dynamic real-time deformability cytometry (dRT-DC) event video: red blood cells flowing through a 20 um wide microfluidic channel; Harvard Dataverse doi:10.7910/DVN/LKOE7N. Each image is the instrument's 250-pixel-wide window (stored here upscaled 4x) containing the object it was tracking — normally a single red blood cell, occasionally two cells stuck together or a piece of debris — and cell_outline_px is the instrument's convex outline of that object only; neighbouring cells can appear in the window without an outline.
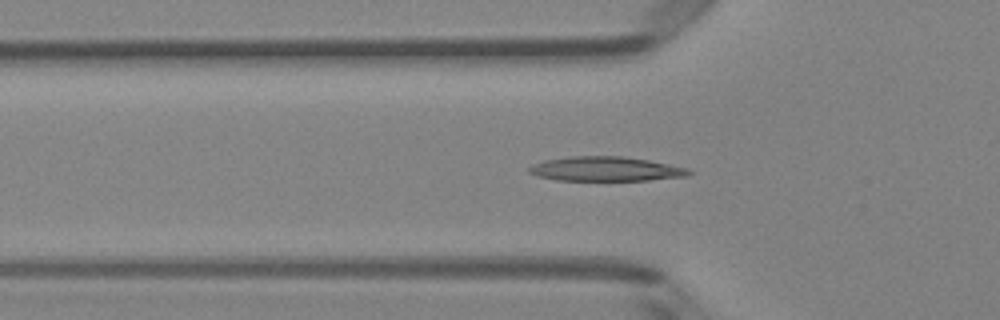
{"species": "Egyptian fruit bat (a non-hibernating species)", "species_latin": "Rousettus aegyptiacus", "temperature_condition": "room temperature", "stored_images_in_passage": 52, "segment_of_instrument_passage": [1, 2], "camera_frame_rate_fps": 3000, "um_per_image_px": 0.085, "animal": {"sex": "female"}, "frame": {"image": 1, "passage_image": 17, "time_ms": 5.333, "image_size_px": [1000, 320], "cell_outline_px": [[692, 172], [688, 176], [648, 180], [556, 180], [536, 176], [528, 172], [528, 168], [532, 164], [544, 160], [568, 156], [620, 156], [648, 160], [688, 168]], "centroid_in_image_um": [51.44, 14.36], "position_along_channel_um": 74.4, "area_um2": 22.77}}
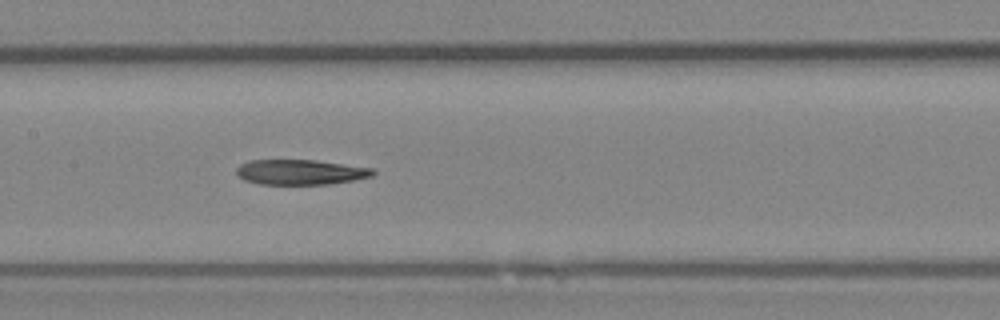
{"frame": {"image": 2, "passage_image": 25, "time_ms": 8.0, "image_size_px": [1000, 320], "cell_outline_px": [[376, 172], [372, 176], [352, 180], [328, 184], [260, 184], [244, 180], [236, 172], [236, 168], [240, 164], [248, 160], [316, 160], [372, 168]], "centroid_in_image_um": [25.52, 14.62], "position_along_channel_um": 181.9, "area_um2": 19.88}}
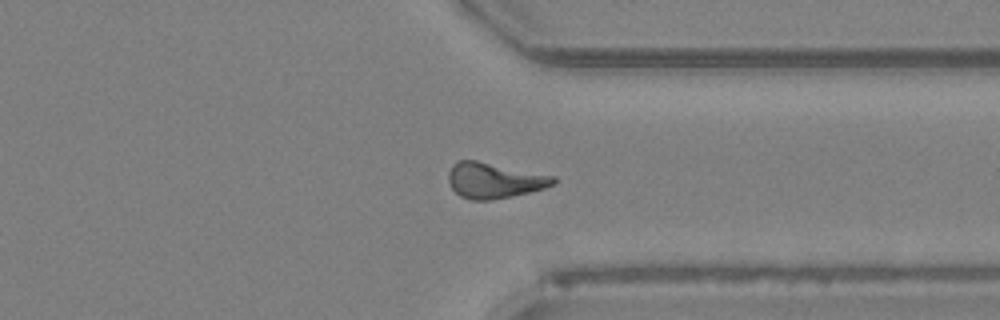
{"frame": {"image": 3, "passage_image": 39, "time_ms": 12.667, "image_size_px": [1000, 320], "cell_outline_px": [[556, 184], [544, 188], [512, 196], [488, 200], [468, 200], [460, 196], [452, 188], [448, 180], [448, 172], [452, 164], [460, 160], [476, 160], [556, 176]], "centroid_in_image_um": [42.0, 15.33], "position_along_channel_um": 369.4, "area_um2": 21.79}}